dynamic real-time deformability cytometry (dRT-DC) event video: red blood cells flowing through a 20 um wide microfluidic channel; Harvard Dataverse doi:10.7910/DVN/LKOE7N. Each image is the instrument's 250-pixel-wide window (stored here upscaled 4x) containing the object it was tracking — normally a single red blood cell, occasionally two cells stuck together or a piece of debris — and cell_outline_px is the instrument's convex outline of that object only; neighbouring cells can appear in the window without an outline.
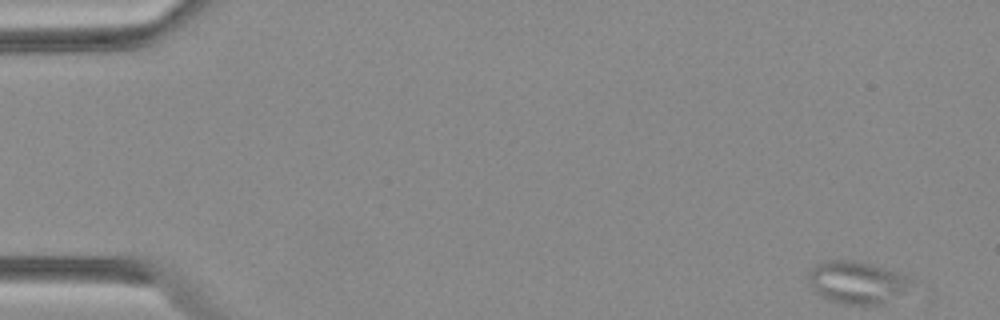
{"species": "Egyptian fruit bat (a non-hibernating species)", "species_latin": "Rousettus aegyptiacus", "temperature_condition": "warm", "stored_images_in_passage": 27, "camera_frame_rate_fps": 3000, "um_per_image_px": 0.085, "animal": {"sex": "female"}, "frame": {"image": 1, "passage_image": 1, "time_ms": 0.0, "image_size_px": [1000, 320], "cell_outline_px": [[912, 280], [904, 292], [880, 304], [844, 304], [828, 300], [820, 296], [812, 288], [808, 280], [808, 272], [816, 264], [828, 260], [852, 260], [900, 272]], "centroid_in_image_um": [72.78, 23.99], "position_along_channel_um": 12.2, "area_um2": 25.03}}
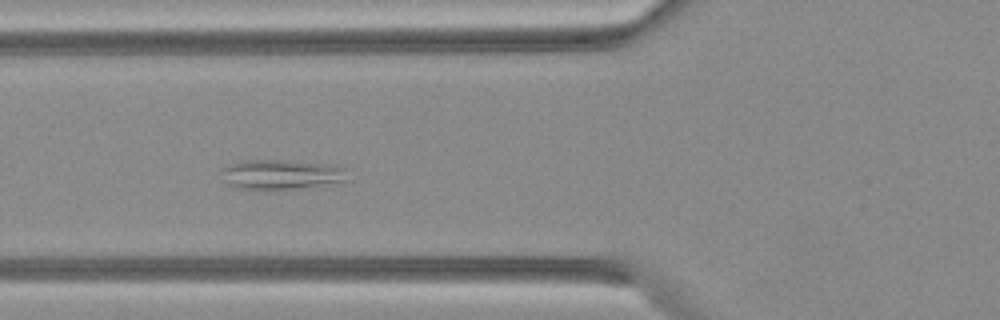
{"frame": {"image": 2, "passage_image": 18, "time_ms": 5.667, "image_size_px": [1000, 320], "cell_outline_px": [[352, 180], [336, 184], [268, 192], [260, 192], [236, 188], [228, 184], [220, 172], [220, 168], [228, 164], [244, 160], [284, 160], [320, 164], [344, 168]], "centroid_in_image_um": [23.88, 14.89], "position_along_channel_um": 101.9, "area_um2": 22.95}}
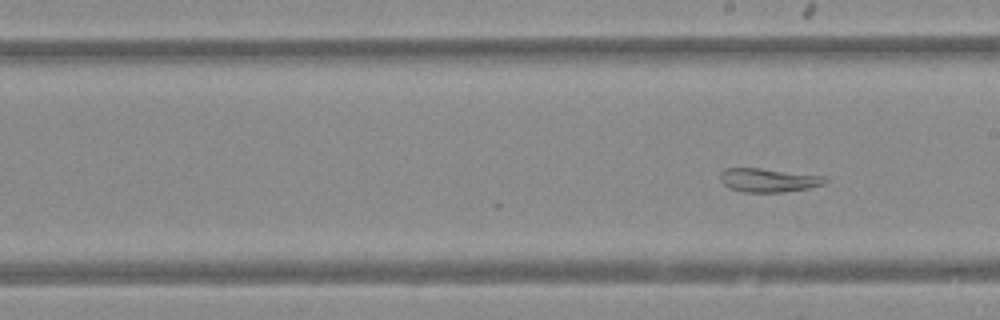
{"frame": {"image": 3, "passage_image": 27, "time_ms": 8.667, "image_size_px": [1000, 320], "cell_outline_px": [[828, 180], [824, 184], [808, 188], [784, 192], [744, 192], [728, 188], [720, 180], [720, 172], [724, 168], [760, 168], [824, 176]], "centroid_in_image_um": [65.29, 15.31], "position_along_channel_um": 223.7, "area_um2": 14.51}}